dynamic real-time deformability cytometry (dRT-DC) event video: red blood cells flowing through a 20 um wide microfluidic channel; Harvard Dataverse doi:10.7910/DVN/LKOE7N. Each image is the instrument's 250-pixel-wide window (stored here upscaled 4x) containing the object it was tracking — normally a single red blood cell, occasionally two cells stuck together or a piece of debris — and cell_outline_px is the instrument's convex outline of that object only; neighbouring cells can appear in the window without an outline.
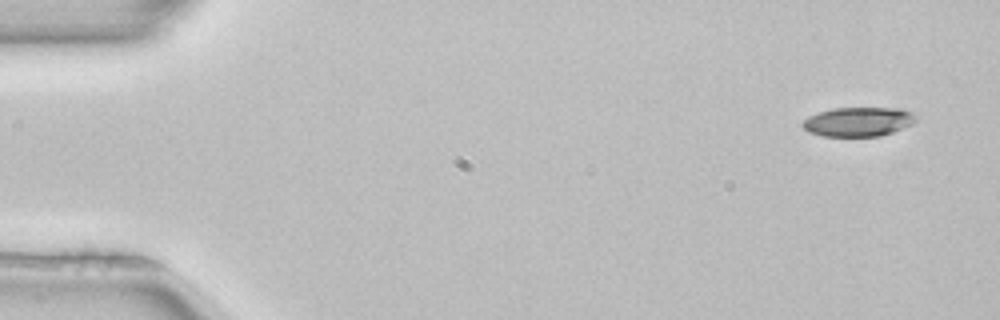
{"species": "common noctule bat (a hibernating species)", "species_latin": "Nyctalus noctula", "temperature_condition": "room temperature", "stored_images_in_passage": 3, "camera_frame_rate_fps": 3000, "um_per_image_px": 0.085, "animal": {"sex": "female", "body_mass_g": 22.7, "forearm_length_mm": 54.2}, "frame": {"image": 1, "passage_image": 1, "time_ms": 0.0, "image_size_px": [1000, 320], "cell_outline_px": [[916, 120], [912, 124], [892, 132], [880, 136], [824, 136], [808, 132], [800, 124], [808, 116], [832, 108], [900, 108], [912, 112], [916, 116]], "centroid_in_image_um": [72.94, 10.34], "position_along_channel_um": 12.1, "area_um2": 19.31}}